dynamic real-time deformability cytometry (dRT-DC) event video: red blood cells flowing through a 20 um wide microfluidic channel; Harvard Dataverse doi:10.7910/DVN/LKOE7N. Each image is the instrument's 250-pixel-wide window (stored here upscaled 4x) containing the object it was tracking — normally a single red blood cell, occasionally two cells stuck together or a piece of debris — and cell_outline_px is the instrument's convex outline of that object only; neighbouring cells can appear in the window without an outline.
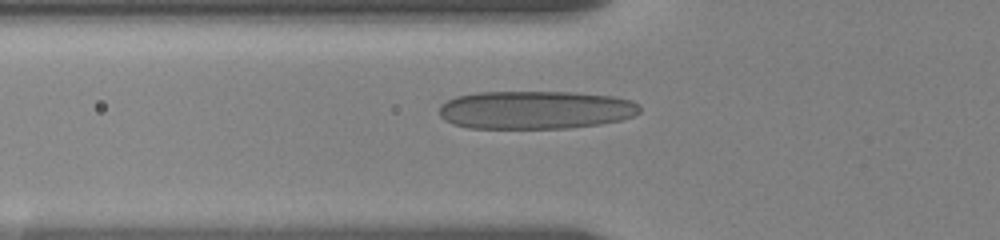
{"species": "human", "species_latin": "Homo sapiens", "temperature_condition": "room temperature", "stored_images_in_passage": 31, "camera_frame_rate_fps": 3000, "um_per_image_px": 0.085, "donor": {"sex": "female"}, "frame": {"image": 1, "passage_image": 2, "time_ms": 0.333, "image_size_px": [1000, 240], "cell_outline_px": [[640, 112], [632, 116], [620, 120], [600, 124], [568, 128], [468, 128], [452, 124], [444, 120], [440, 116], [440, 104], [456, 96], [476, 92], [572, 92], [616, 96], [632, 100], [640, 104]], "centroid_in_image_um": [45.52, 9.34], "position_along_channel_um": 80.3, "area_um2": 45.03}}
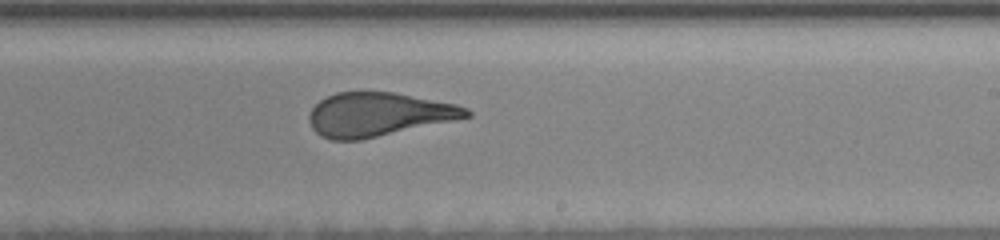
{"frame": {"image": 2, "passage_image": 14, "time_ms": 5.333, "image_size_px": [1000, 240], "cell_outline_px": [[472, 116], [456, 120], [360, 140], [332, 140], [320, 136], [312, 128], [308, 120], [308, 116], [312, 108], [320, 100], [336, 92], [392, 92], [456, 104], [468, 108], [472, 112]], "centroid_in_image_um": [32.16, 9.73], "position_along_channel_um": 256.8, "area_um2": 40.06}}
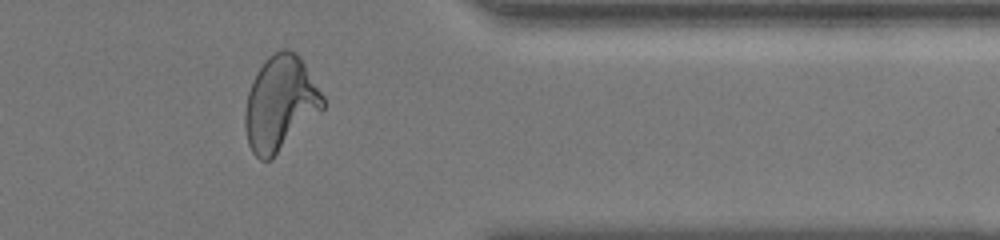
{"frame": {"image": 3, "passage_image": 23, "time_ms": 9.333, "image_size_px": [1000, 240], "cell_outline_px": [[324, 108], [272, 160], [260, 160], [252, 152], [248, 144], [244, 124], [244, 112], [248, 92], [252, 80], [256, 72], [268, 56], [284, 48], [288, 48], [296, 52], [300, 56], [324, 96]], "centroid_in_image_um": [23.81, 8.8], "position_along_channel_um": 387.6, "area_um2": 43.18}, "authors_computed_cell_mechanics": {"area_um2": 41.616, "velocity_mm_per_s": 3.5102, "shape_relaxation_time_tau1_ms": 8.4548, "shape_relaxation_time_tau2_ms": 0.9002, "deformation_change_tau1": 0.2551, "deformation_change_tau2": 0.0993}}